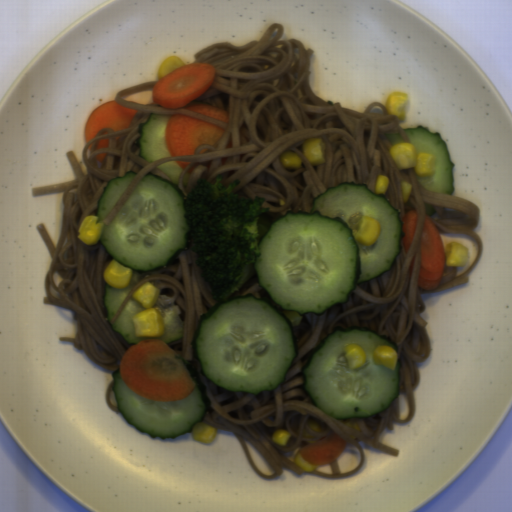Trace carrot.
<instances>
[{"label": "carrot", "instance_id": "obj_10", "mask_svg": "<svg viewBox=\"0 0 512 512\" xmlns=\"http://www.w3.org/2000/svg\"><path fill=\"white\" fill-rule=\"evenodd\" d=\"M107 152L106 153H100L98 154L97 156H95L96 160H98L99 162H104L106 156H107Z\"/></svg>", "mask_w": 512, "mask_h": 512}, {"label": "carrot", "instance_id": "obj_6", "mask_svg": "<svg viewBox=\"0 0 512 512\" xmlns=\"http://www.w3.org/2000/svg\"><path fill=\"white\" fill-rule=\"evenodd\" d=\"M346 447V440L333 431L330 436L302 447L298 453L306 462L320 467L337 460Z\"/></svg>", "mask_w": 512, "mask_h": 512}, {"label": "carrot", "instance_id": "obj_2", "mask_svg": "<svg viewBox=\"0 0 512 512\" xmlns=\"http://www.w3.org/2000/svg\"><path fill=\"white\" fill-rule=\"evenodd\" d=\"M217 70L210 63H191L179 66L154 85L152 103L166 109H187L229 124L227 111L194 101L208 91Z\"/></svg>", "mask_w": 512, "mask_h": 512}, {"label": "carrot", "instance_id": "obj_8", "mask_svg": "<svg viewBox=\"0 0 512 512\" xmlns=\"http://www.w3.org/2000/svg\"><path fill=\"white\" fill-rule=\"evenodd\" d=\"M109 143H110V139H103V140H99L96 148V149H102V148H109Z\"/></svg>", "mask_w": 512, "mask_h": 512}, {"label": "carrot", "instance_id": "obj_5", "mask_svg": "<svg viewBox=\"0 0 512 512\" xmlns=\"http://www.w3.org/2000/svg\"><path fill=\"white\" fill-rule=\"evenodd\" d=\"M139 110L126 108L114 101H107L95 108L86 120L84 137L86 144L104 129L118 131L129 128Z\"/></svg>", "mask_w": 512, "mask_h": 512}, {"label": "carrot", "instance_id": "obj_4", "mask_svg": "<svg viewBox=\"0 0 512 512\" xmlns=\"http://www.w3.org/2000/svg\"><path fill=\"white\" fill-rule=\"evenodd\" d=\"M421 259L417 286L436 291L445 272V247L439 232L426 213L420 237Z\"/></svg>", "mask_w": 512, "mask_h": 512}, {"label": "carrot", "instance_id": "obj_1", "mask_svg": "<svg viewBox=\"0 0 512 512\" xmlns=\"http://www.w3.org/2000/svg\"><path fill=\"white\" fill-rule=\"evenodd\" d=\"M124 385L145 399L180 401L196 383L181 358L162 340H141L130 346L119 364Z\"/></svg>", "mask_w": 512, "mask_h": 512}, {"label": "carrot", "instance_id": "obj_7", "mask_svg": "<svg viewBox=\"0 0 512 512\" xmlns=\"http://www.w3.org/2000/svg\"><path fill=\"white\" fill-rule=\"evenodd\" d=\"M418 213L417 210L408 211L402 218V231L405 235L402 237L401 241L403 244L405 255L407 254L416 231L417 226Z\"/></svg>", "mask_w": 512, "mask_h": 512}, {"label": "carrot", "instance_id": "obj_3", "mask_svg": "<svg viewBox=\"0 0 512 512\" xmlns=\"http://www.w3.org/2000/svg\"><path fill=\"white\" fill-rule=\"evenodd\" d=\"M226 130L183 115L168 116L164 127V141L172 156H195L199 145H213L224 135Z\"/></svg>", "mask_w": 512, "mask_h": 512}, {"label": "carrot", "instance_id": "obj_9", "mask_svg": "<svg viewBox=\"0 0 512 512\" xmlns=\"http://www.w3.org/2000/svg\"><path fill=\"white\" fill-rule=\"evenodd\" d=\"M174 162L178 167H180L181 169H185L191 162H181V161H172Z\"/></svg>", "mask_w": 512, "mask_h": 512}]
</instances>
